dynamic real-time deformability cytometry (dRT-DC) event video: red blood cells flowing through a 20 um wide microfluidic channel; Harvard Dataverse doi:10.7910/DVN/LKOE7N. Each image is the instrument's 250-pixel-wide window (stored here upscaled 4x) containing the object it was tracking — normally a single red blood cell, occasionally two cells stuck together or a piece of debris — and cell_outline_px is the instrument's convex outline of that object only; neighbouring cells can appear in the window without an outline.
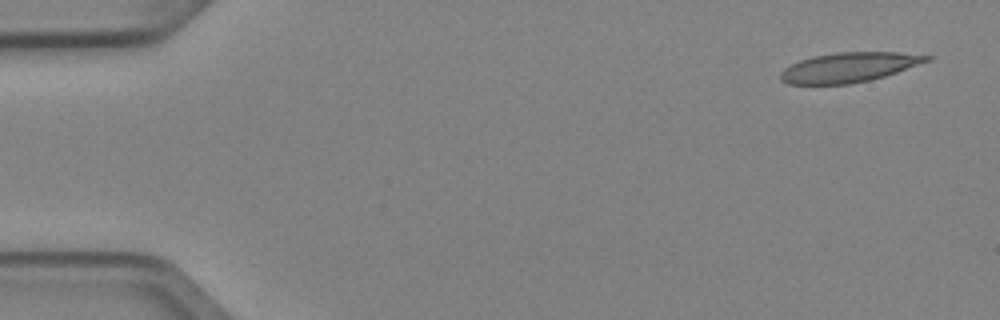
{"species": "Egyptian fruit bat (a non-hibernating species)", "species_latin": "Rousettus aegyptiacus", "temperature_condition": "cold", "stored_images_in_passage": 5, "camera_frame_rate_fps": 3000, "um_per_image_px": 0.085, "animal": {"sex": "female"}, "frame": {"image": 1, "passage_image": 1, "time_ms": 0.0, "image_size_px": [1000, 320], "cell_outline_px": [[936, 56], [932, 60], [872, 80], [848, 84], [788, 84], [780, 80], [780, 72], [784, 68], [800, 60], [812, 56], [836, 52], [900, 52]], "centroid_in_image_um": [72.19, 5.71], "position_along_channel_um": 12.8, "area_um2": 25.49}}
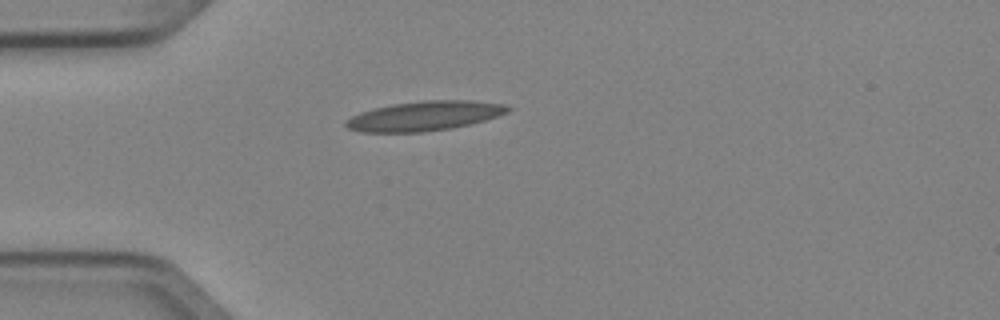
{"frame": {"image": 2, "passage_image": 4, "time_ms": 1.0, "image_size_px": [1000, 320], "cell_outline_px": [[512, 108], [508, 112], [484, 120], [452, 128], [420, 132], [360, 132], [348, 128], [344, 124], [344, 120], [360, 112], [392, 104], [424, 100], [472, 100], [508, 104]], "centroid_in_image_um": [36.09, 9.84], "position_along_channel_um": 48.9, "area_um2": 27.92}}